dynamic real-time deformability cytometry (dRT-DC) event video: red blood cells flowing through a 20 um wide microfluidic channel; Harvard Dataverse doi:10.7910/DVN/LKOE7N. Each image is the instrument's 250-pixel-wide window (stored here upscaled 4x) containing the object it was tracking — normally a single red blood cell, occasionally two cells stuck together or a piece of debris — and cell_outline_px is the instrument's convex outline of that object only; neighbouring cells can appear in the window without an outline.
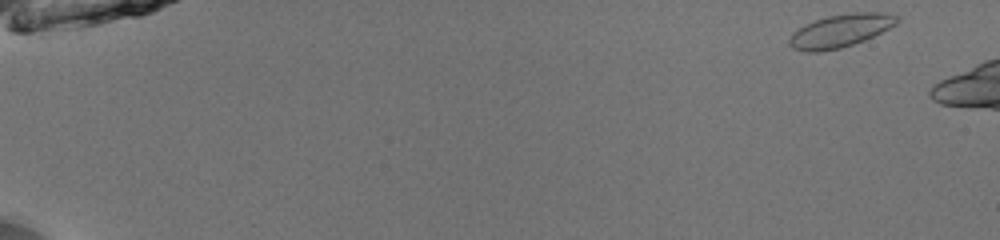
{"species": "common noctule bat (a hibernating species)", "species_latin": "Nyctalus noctula", "temperature_condition": "room temperature", "stored_images_in_passage": 8, "camera_frame_rate_fps": 3000, "um_per_image_px": 0.085, "animal": {"sex": "male", "body_mass_g": 13.0, "forearm_length_mm": 53.1}, "frame": {"image": 1, "passage_image": 1, "time_ms": 0.0, "image_size_px": [1000, 240], "cell_outline_px": [[900, 20], [896, 24], [864, 40], [840, 48], [820, 52], [804, 52], [792, 48], [788, 44], [788, 40], [792, 32], [804, 24], [828, 16], [852, 12], [884, 12], [900, 16]], "centroid_in_image_um": [71.41, 2.61], "position_along_channel_um": 13.6, "area_um2": 20.81}}